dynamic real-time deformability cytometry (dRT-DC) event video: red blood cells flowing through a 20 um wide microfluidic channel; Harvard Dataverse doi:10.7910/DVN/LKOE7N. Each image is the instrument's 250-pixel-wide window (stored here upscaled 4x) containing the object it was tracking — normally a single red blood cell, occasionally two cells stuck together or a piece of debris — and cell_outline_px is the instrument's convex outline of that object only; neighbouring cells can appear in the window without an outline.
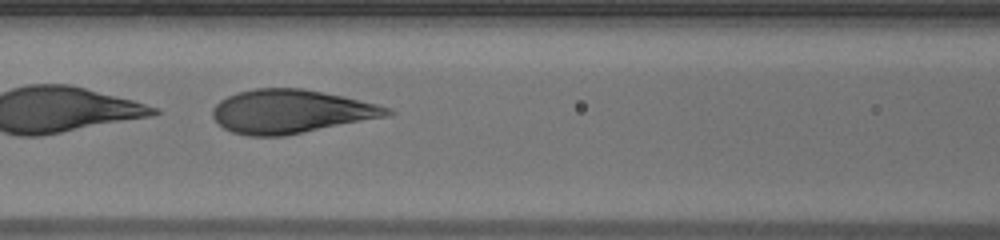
{"species": "human", "species_latin": "Homo sapiens", "temperature_condition": "warm", "stored_images_in_passage": 46, "camera_frame_rate_fps": 3000, "um_per_image_px": 0.085, "donor": {"sex": "male"}, "frame": {"image": 1, "passage_image": 18, "time_ms": 5.667, "image_size_px": [1000, 240], "cell_outline_px": [[396, 112], [388, 116], [284, 136], [248, 136], [232, 132], [224, 128], [212, 116], [212, 108], [220, 100], [228, 96], [240, 92], [256, 88], [304, 88], [344, 96], [392, 108]], "centroid_in_image_um": [24.74, 9.47], "position_along_channel_um": 141.9, "area_um2": 44.33}}
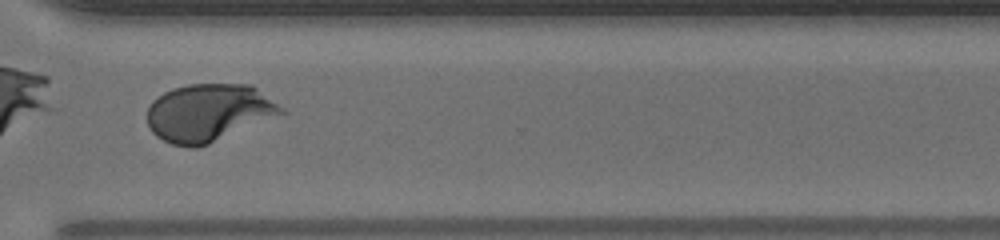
{"frame": {"image": 2, "passage_image": 34, "time_ms": 11.0, "image_size_px": [1000, 240], "cell_outline_px": [[288, 112], [208, 144], [196, 148], [188, 148], [172, 144], [156, 136], [148, 128], [148, 104], [152, 100], [164, 92], [172, 88], [188, 84], [252, 84], [284, 108]], "centroid_in_image_um": [17.73, 9.57], "position_along_channel_um": 352.9, "area_um2": 45.26}, "authors_computed_cell_mechanics": {"area_um2": 44.3037, "velocity_mm_per_s": 3.9563, "shape_relaxation_time_tau1_ms": 2.0306, "shape_relaxation_time_tau2_ms": null, "deformation_change_tau1": 0.3722, "deformation_change_tau2": null}}